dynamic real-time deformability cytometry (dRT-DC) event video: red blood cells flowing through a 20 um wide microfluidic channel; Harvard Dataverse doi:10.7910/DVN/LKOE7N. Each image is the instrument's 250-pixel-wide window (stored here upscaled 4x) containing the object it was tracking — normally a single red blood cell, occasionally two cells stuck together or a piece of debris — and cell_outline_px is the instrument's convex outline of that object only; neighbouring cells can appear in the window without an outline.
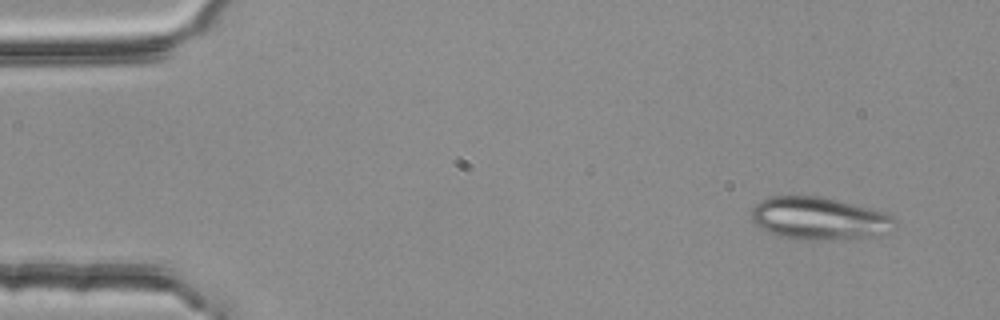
{"species": "common noctule bat (a hibernating species)", "species_latin": "Nyctalus noctula", "temperature_condition": "room temperature", "stored_images_in_passage": 3, "camera_frame_rate_fps": 3000, "um_per_image_px": 0.085, "animal": {"sex": "female", "body_mass_g": 25.1}, "frame": {"image": 1, "passage_image": 1, "time_ms": 0.0, "image_size_px": [1000, 320], "cell_outline_px": [[896, 228], [892, 232], [876, 236], [856, 240], [804, 240], [776, 236], [760, 228], [752, 220], [752, 208], [760, 200], [772, 196], [816, 196], [836, 200], [884, 212], [892, 216], [896, 220]], "centroid_in_image_um": [69.67, 18.61], "position_along_channel_um": 15.3, "area_um2": 36.18}}